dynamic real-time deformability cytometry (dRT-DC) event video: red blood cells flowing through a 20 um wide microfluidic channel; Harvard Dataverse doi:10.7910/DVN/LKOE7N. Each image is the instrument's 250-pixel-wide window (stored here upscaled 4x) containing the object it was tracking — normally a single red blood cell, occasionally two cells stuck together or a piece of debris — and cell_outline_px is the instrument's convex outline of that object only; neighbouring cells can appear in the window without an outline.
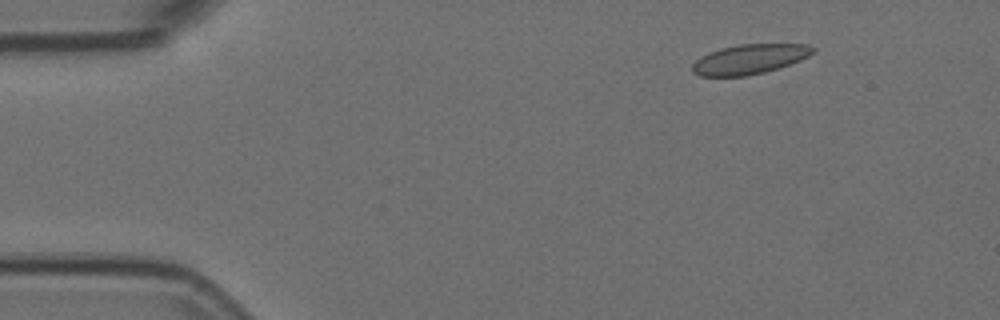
{"species": "Egyptian fruit bat (a non-hibernating species)", "species_latin": "Rousettus aegyptiacus", "temperature_condition": "room temperature", "stored_images_in_passage": 55, "camera_frame_rate_fps": 3000, "um_per_image_px": 0.085, "animal": {"sex": "female"}, "frame": {"image": 1, "passage_image": 7, "time_ms": 2.0, "image_size_px": [1000, 320], "cell_outline_px": [[816, 52], [800, 60], [764, 72], [748, 76], [700, 76], [692, 72], [692, 64], [700, 56], [708, 52], [720, 48], [740, 44], [808, 44], [816, 48]], "centroid_in_image_um": [63.7, 5.02], "position_along_channel_um": 21.3, "area_um2": 20.98}}
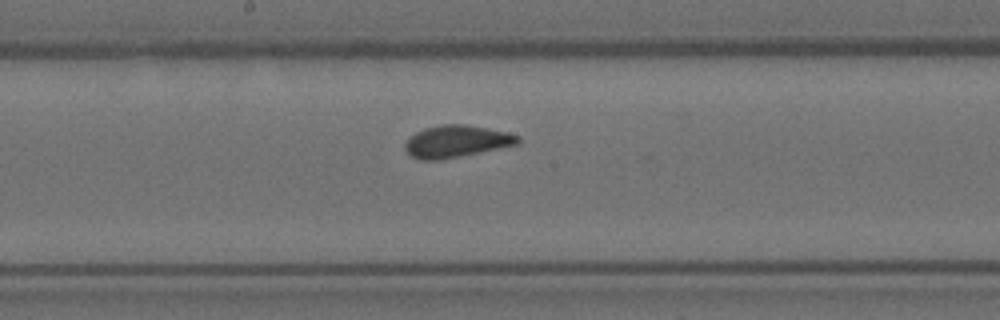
{"frame": {"image": 2, "passage_image": 29, "time_ms": 9.333, "image_size_px": [1000, 320], "cell_outline_px": [[520, 144], [460, 156], [436, 160], [420, 160], [412, 156], [404, 148], [404, 144], [416, 132], [424, 128], [440, 124], [468, 124], [504, 132], [520, 136]], "centroid_in_image_um": [38.8, 12.01], "position_along_channel_um": 209.4, "area_um2": 20.92}}
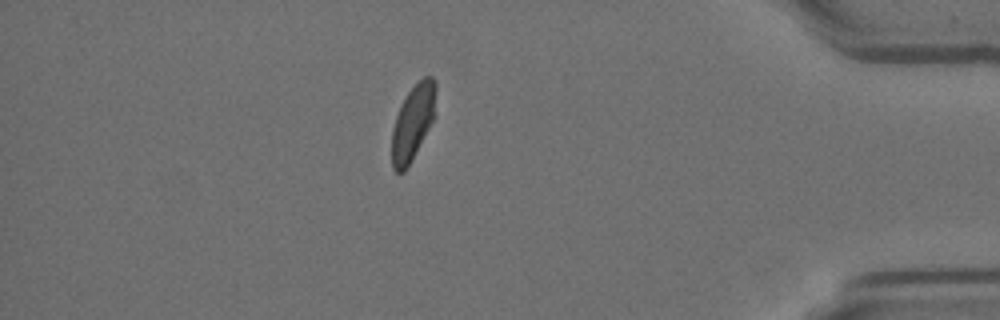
{"frame": {"image": 3, "passage_image": 48, "time_ms": 15.667, "image_size_px": [1000, 320], "cell_outline_px": [[436, 88], [432, 120], [428, 128], [404, 172], [396, 172], [392, 168], [392, 128], [396, 116], [408, 92], [424, 76], [432, 76], [436, 80]], "centroid_in_image_um": [35.07, 10.39], "position_along_channel_um": 400.1, "area_um2": 18.55}, "authors_computed_cell_mechanics": {"area_um2": 20.9236, "velocity_mm_per_s": 3.6609, "shape_relaxation_time_tau1_ms": 9.8664, "shape_relaxation_time_tau2_ms": null, "deformation_change_tau1": 0.1654, "deformation_change_tau2": null}}